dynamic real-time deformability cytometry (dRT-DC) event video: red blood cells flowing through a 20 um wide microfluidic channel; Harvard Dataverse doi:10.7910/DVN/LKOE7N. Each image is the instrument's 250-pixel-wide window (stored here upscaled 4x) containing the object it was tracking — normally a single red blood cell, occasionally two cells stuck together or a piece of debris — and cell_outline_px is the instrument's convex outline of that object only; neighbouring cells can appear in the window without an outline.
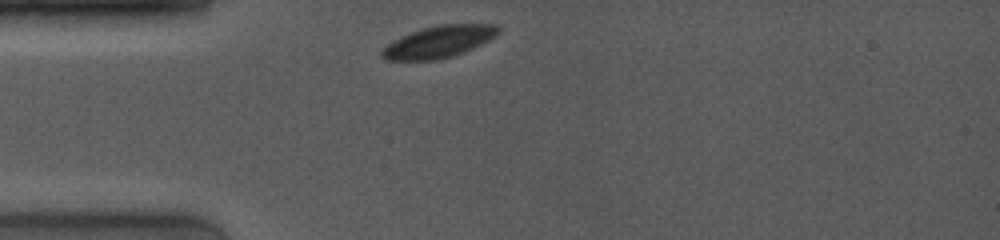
{"species": "common noctule bat (a hibernating species)", "species_latin": "Nyctalus noctula", "temperature_condition": "room temperature", "stored_images_in_passage": 24, "camera_frame_rate_fps": 4000, "um_per_image_px": 0.085, "animal": {"sex": "female", "body_mass_g": 19.0, "forearm_length_mm": 53.3}, "frame": {"image": 1, "passage_image": 1, "time_ms": 0.0, "image_size_px": [1000, 240], "cell_outline_px": [[500, 32], [496, 36], [464, 52], [452, 56], [436, 60], [384, 60], [380, 56], [380, 52], [392, 40], [412, 32], [424, 28], [440, 24], [496, 24], [500, 28]], "centroid_in_image_um": [37.29, 3.55], "position_along_channel_um": 47.7, "area_um2": 21.5}}
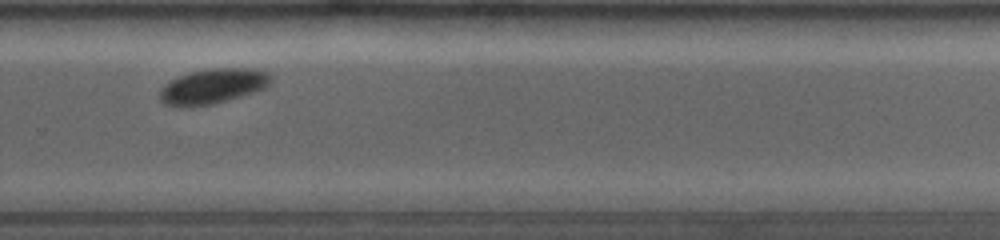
{"frame": {"image": 2, "passage_image": 15, "time_ms": 7.25, "image_size_px": [1000, 240], "cell_outline_px": [[276, 76], [264, 88], [252, 92], [212, 104], [180, 108], [164, 104], [160, 100], [160, 88], [172, 80], [180, 76], [192, 72], [216, 68], [256, 68], [268, 72]], "centroid_in_image_um": [18.11, 7.33], "position_along_channel_um": 311.7, "area_um2": 22.6}}
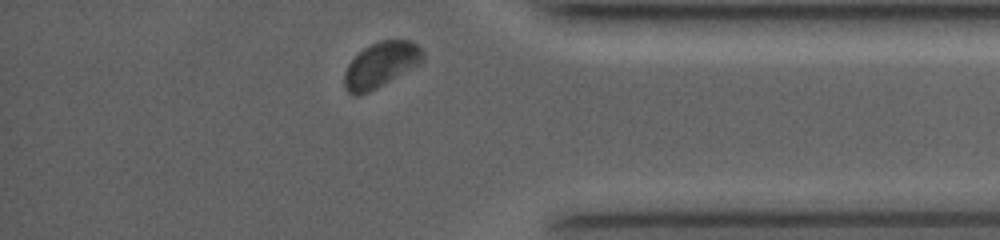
{"frame": {"image": 3, "passage_image": 22, "time_ms": 9.75, "image_size_px": [1000, 240], "cell_outline_px": [[424, 60], [420, 64], [376, 88], [360, 96], [352, 96], [344, 88], [344, 72], [348, 64], [364, 48], [380, 40], [408, 40], [416, 44], [424, 52]], "centroid_in_image_um": [32.36, 5.52], "position_along_channel_um": 402.8, "area_um2": 20.63}, "authors_computed_cell_mechanics": {"area_um2": 22.3686, "velocity_mm_per_s": 3.8435, "shape_relaxation_time_tau1_ms": 1.7822, "shape_relaxation_time_tau2_ms": null, "deformation_change_tau1": 0.0377, "deformation_change_tau2": null}}